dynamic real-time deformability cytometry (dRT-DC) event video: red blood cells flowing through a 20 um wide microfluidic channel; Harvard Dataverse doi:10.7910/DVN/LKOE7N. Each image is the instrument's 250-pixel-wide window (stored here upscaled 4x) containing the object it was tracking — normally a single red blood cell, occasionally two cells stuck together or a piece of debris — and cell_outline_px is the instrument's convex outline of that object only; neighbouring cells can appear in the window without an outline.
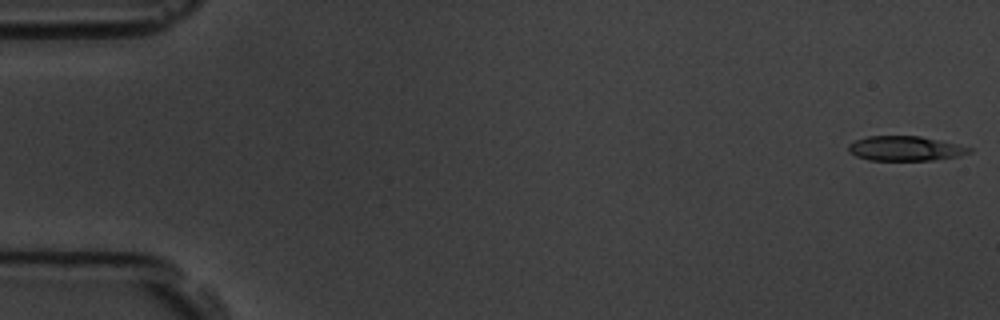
{"species": "common noctule bat (a hibernating species)", "species_latin": "Nyctalus noctula", "temperature_condition": "room temperature", "stored_images_in_passage": 57, "camera_frame_rate_fps": 3000, "um_per_image_px": 0.085, "animal": {"sex": "male", "body_mass_g": 19.5, "forearm_length_mm": 54.6}, "frame": {"image": 1, "passage_image": 1, "time_ms": 0.0, "image_size_px": [1000, 320], "cell_outline_px": [[972, 152], [960, 156], [932, 160], [868, 160], [856, 156], [848, 152], [848, 144], [856, 140], [868, 136], [920, 136], [956, 144], [972, 148]], "centroid_in_image_um": [76.93, 12.62], "position_along_channel_um": 8.1, "area_um2": 17.34}}
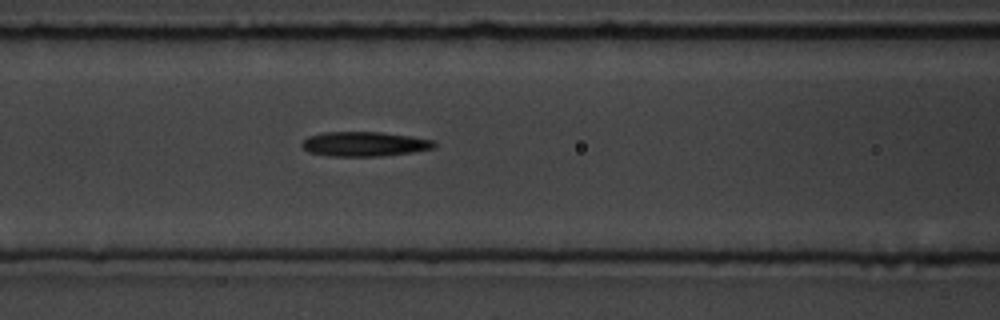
{"frame": {"image": 2, "passage_image": 24, "time_ms": 7.667, "image_size_px": [1000, 320], "cell_outline_px": [[436, 148], [412, 152], [380, 156], [328, 156], [308, 152], [300, 144], [308, 136], [324, 132], [380, 132], [412, 136], [436, 140]], "centroid_in_image_um": [31.0, 12.24], "position_along_channel_um": 135.6, "area_um2": 19.13}}
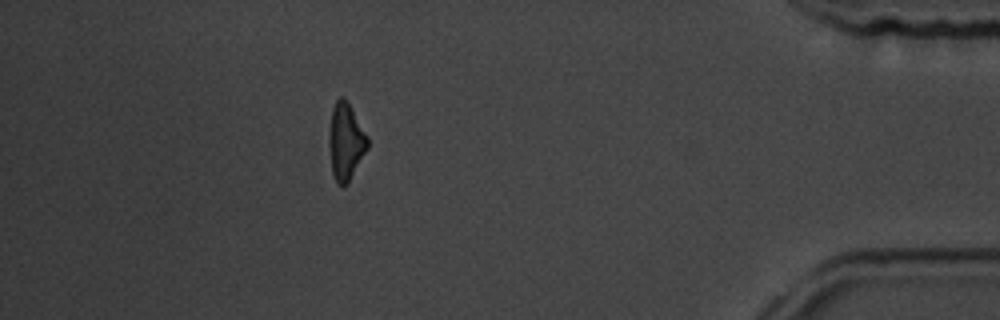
{"frame": {"image": 3, "passage_image": 51, "time_ms": 16.667, "image_size_px": [1000, 320], "cell_outline_px": [[368, 148], [344, 188], [340, 188], [336, 184], [332, 172], [328, 144], [328, 136], [332, 108], [336, 100], [340, 96], [344, 96], [368, 136]], "centroid_in_image_um": [29.36, 12.05], "position_along_channel_um": 405.8, "area_um2": 17.4}}